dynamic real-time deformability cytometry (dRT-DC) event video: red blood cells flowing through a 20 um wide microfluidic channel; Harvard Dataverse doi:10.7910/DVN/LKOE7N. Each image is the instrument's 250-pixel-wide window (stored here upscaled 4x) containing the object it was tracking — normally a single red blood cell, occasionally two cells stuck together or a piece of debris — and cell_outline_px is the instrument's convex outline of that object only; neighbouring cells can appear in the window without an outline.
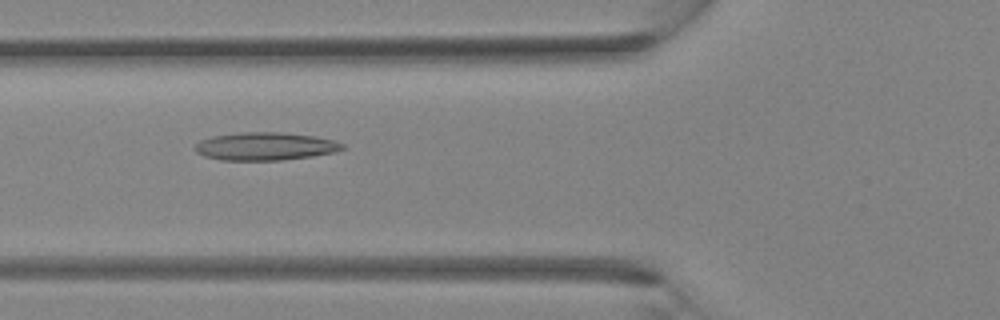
{"species": "Egyptian fruit bat (a non-hibernating species)", "species_latin": "Rousettus aegyptiacus", "temperature_condition": "room temperature", "stored_images_in_passage": 5, "camera_frame_rate_fps": 3000, "um_per_image_px": 0.085, "animal": {"sex": "female"}, "frame": {"image": 1, "passage_image": 4, "time_ms": 3.667, "image_size_px": [1000, 320], "cell_outline_px": [[344, 148], [336, 152], [312, 156], [280, 160], [220, 160], [204, 156], [196, 152], [192, 148], [200, 140], [212, 136], [240, 132], [280, 132], [316, 136], [336, 140], [344, 144]], "centroid_in_image_um": [22.54, 12.43], "position_along_channel_um": 103.3, "area_um2": 24.22}}
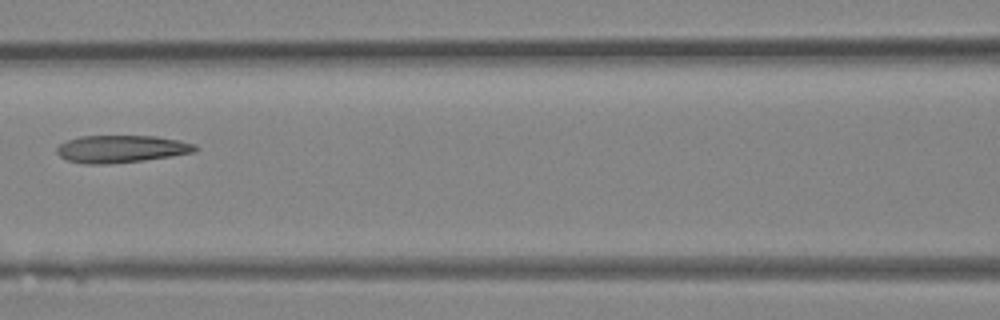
{"frame": {"image": 2, "passage_image": 5, "time_ms": 4.667, "image_size_px": [1000, 320], "cell_outline_px": [[200, 148], [196, 152], [172, 156], [144, 160], [108, 164], [84, 164], [68, 160], [60, 156], [56, 152], [56, 148], [60, 144], [68, 140], [80, 136], [156, 136], [180, 140], [196, 144]], "centroid_in_image_um": [10.36, 12.66], "position_along_channel_um": 156.2, "area_um2": 22.25}}